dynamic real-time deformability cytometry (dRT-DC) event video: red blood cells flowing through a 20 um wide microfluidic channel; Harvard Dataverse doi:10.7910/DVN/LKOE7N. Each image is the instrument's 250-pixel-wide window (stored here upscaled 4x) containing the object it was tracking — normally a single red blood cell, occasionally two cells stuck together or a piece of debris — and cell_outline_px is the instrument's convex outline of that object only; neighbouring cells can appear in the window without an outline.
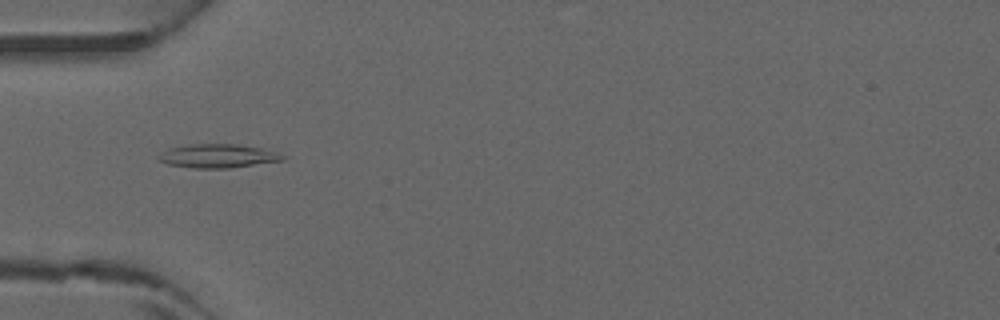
{"species": "common noctule bat (a hibernating species)", "species_latin": "Nyctalus noctula", "temperature_condition": "warm", "stored_images_in_passage": 1, "camera_frame_rate_fps": 3000, "um_per_image_px": 0.085, "animal": {"sex": "male", "forearm_length_mm": 52.5}, "frame": {"image": 1, "passage_image": 1, "time_ms": 0.0, "image_size_px": [1000, 320], "cell_outline_px": [[288, 156], [284, 160], [232, 168], [192, 168], [168, 164], [160, 160], [156, 156], [160, 152], [172, 148], [188, 144], [236, 144], [260, 148], [280, 152]], "centroid_in_image_um": [18.57, 13.26], "position_along_channel_um": 66.4, "area_um2": 17.28}}